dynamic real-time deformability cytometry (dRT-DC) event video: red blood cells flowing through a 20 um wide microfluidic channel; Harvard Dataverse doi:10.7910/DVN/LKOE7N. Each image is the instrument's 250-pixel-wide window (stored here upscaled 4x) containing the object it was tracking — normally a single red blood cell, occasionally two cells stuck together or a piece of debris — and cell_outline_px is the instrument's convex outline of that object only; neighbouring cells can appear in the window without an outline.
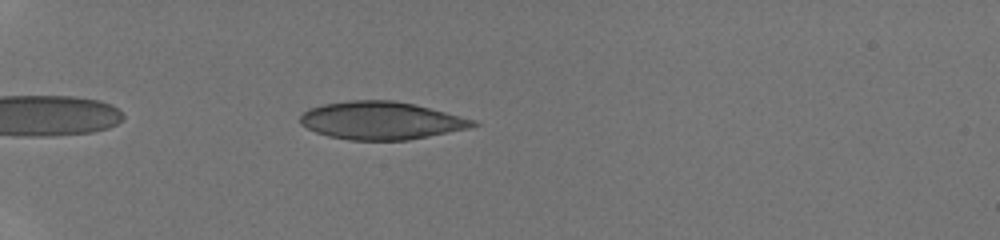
{"species": "human", "species_latin": "Homo sapiens", "temperature_condition": "room temperature", "stored_images_in_passage": 34, "camera_frame_rate_fps": 3000, "um_per_image_px": 0.085, "donor": {"sex": "male"}, "frame": {"image": 1, "passage_image": 4, "time_ms": 1.0, "image_size_px": [1000, 240], "cell_outline_px": [[480, 124], [468, 128], [408, 140], [348, 140], [328, 136], [316, 132], [300, 124], [300, 116], [308, 108], [324, 104], [348, 100], [392, 100], [412, 104], [476, 120]], "centroid_in_image_um": [32.35, 10.25], "position_along_channel_um": 52.6, "area_um2": 37.8}}
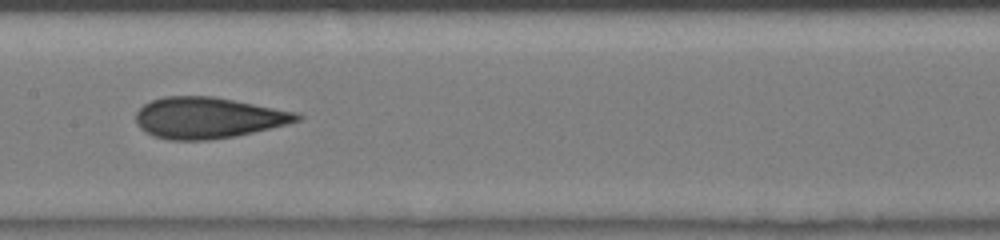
{"frame": {"image": 2, "passage_image": 15, "time_ms": 4.667, "image_size_px": [1000, 240], "cell_outline_px": [[304, 116], [300, 120], [236, 136], [208, 140], [168, 140], [152, 136], [144, 132], [136, 124], [136, 112], [144, 104], [152, 100], [164, 96], [212, 96], [296, 112]], "centroid_in_image_um": [17.62, 10.02], "position_along_channel_um": 189.8, "area_um2": 38.44}}
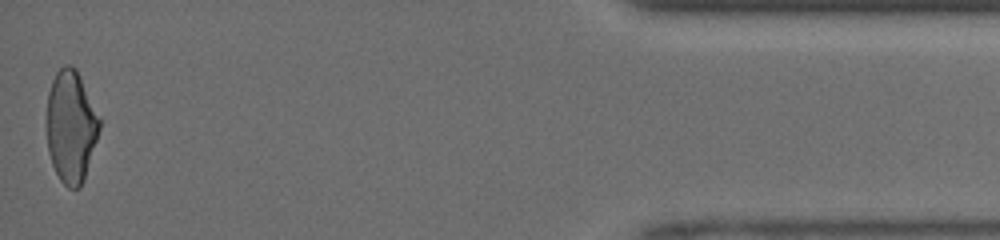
{"frame": {"image": 3, "passage_image": 34, "time_ms": 11.0, "image_size_px": [1000, 240], "cell_outline_px": [[100, 128], [84, 180], [80, 188], [68, 188], [60, 180], [52, 164], [48, 152], [48, 92], [52, 80], [56, 72], [64, 64], [68, 64], [76, 68], [80, 76], [100, 120]], "centroid_in_image_um": [6.03, 10.76], "position_along_channel_um": 429.2, "area_um2": 34.04}}